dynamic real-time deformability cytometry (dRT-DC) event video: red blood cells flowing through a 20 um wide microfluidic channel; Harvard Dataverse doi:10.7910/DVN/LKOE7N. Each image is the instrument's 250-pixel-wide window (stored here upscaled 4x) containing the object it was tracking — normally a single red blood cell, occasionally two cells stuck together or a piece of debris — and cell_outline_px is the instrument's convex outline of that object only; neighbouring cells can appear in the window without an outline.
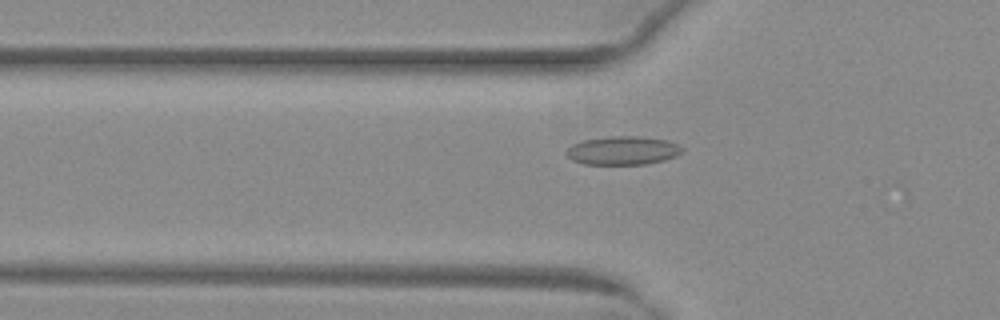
{"species": "common noctule bat (a hibernating species)", "species_latin": "Nyctalus noctula", "temperature_condition": "warm", "stored_images_in_passage": 53, "camera_frame_rate_fps": 3000, "um_per_image_px": 0.085, "animal": {"sex": "female", "body_mass_g": 29.2, "forearm_length_mm": 56.3}, "frame": {"image": 1, "passage_image": 19, "time_ms": 6.0, "image_size_px": [1000, 320], "cell_outline_px": [[684, 148], [676, 156], [664, 160], [644, 164], [584, 164], [572, 160], [564, 152], [572, 144], [584, 140], [608, 136], [636, 136], [668, 140]], "centroid_in_image_um": [52.91, 12.79], "position_along_channel_um": 72.9, "area_um2": 19.19}}
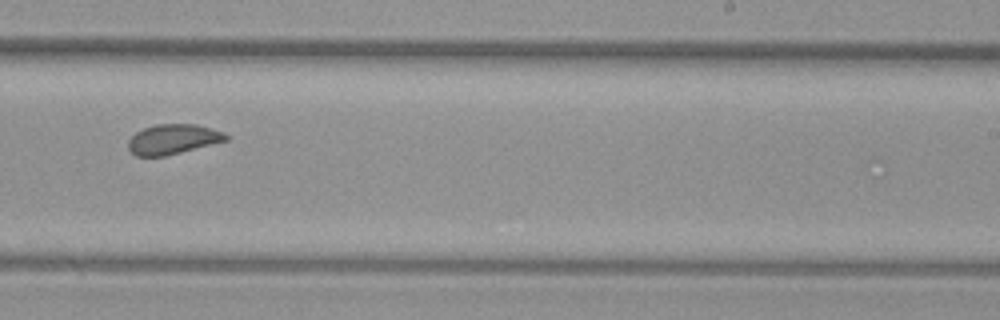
{"frame": {"image": 2, "passage_image": 34, "time_ms": 11.0, "image_size_px": [1000, 320], "cell_outline_px": [[228, 140], [164, 156], [136, 156], [128, 148], [128, 140], [136, 132], [144, 128], [156, 124], [196, 124], [212, 128], [224, 132], [228, 136]], "centroid_in_image_um": [14.7, 11.82], "position_along_channel_um": 274.3, "area_um2": 16.94}}
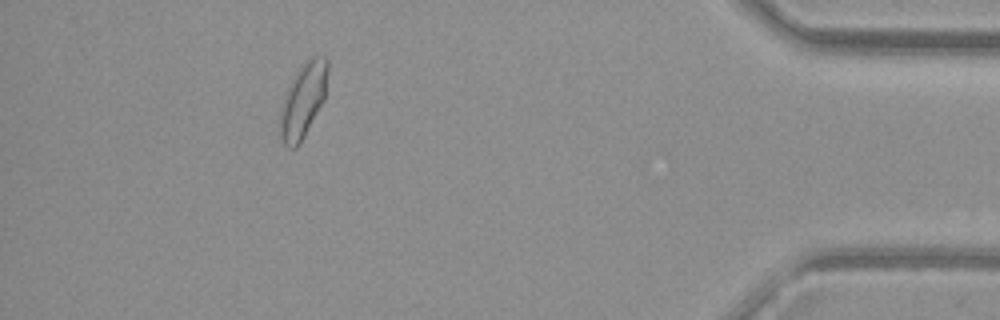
{"frame": {"image": 3, "passage_image": 48, "time_ms": 15.667, "image_size_px": [1000, 320], "cell_outline_px": [[328, 72], [324, 100], [300, 144], [296, 148], [288, 148], [284, 144], [280, 136], [280, 112], [284, 96], [300, 64], [304, 60], [312, 56], [324, 56], [328, 60]], "centroid_in_image_um": [25.77, 8.5], "position_along_channel_um": 409.4, "area_um2": 20.75}, "authors_computed_cell_mechanics": {"area_um2": 18.9006, "velocity_mm_per_s": 4.0286, "shape_relaxation_time_tau1_ms": null, "shape_relaxation_time_tau2_ms": 0.692, "deformation_change_tau1": null, "deformation_change_tau2": 0.0437}}